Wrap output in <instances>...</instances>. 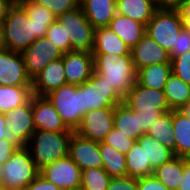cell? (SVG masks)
I'll list each match as a JSON object with an SVG mask.
<instances>
[{
  "mask_svg": "<svg viewBox=\"0 0 190 190\" xmlns=\"http://www.w3.org/2000/svg\"><path fill=\"white\" fill-rule=\"evenodd\" d=\"M74 131L35 130L26 145L40 171L69 154V144Z\"/></svg>",
  "mask_w": 190,
  "mask_h": 190,
  "instance_id": "6da1fadb",
  "label": "cell"
},
{
  "mask_svg": "<svg viewBox=\"0 0 190 190\" xmlns=\"http://www.w3.org/2000/svg\"><path fill=\"white\" fill-rule=\"evenodd\" d=\"M94 72L125 97L137 81L132 54H93Z\"/></svg>",
  "mask_w": 190,
  "mask_h": 190,
  "instance_id": "7a4b0ae2",
  "label": "cell"
},
{
  "mask_svg": "<svg viewBox=\"0 0 190 190\" xmlns=\"http://www.w3.org/2000/svg\"><path fill=\"white\" fill-rule=\"evenodd\" d=\"M46 97L53 104L65 126L75 132L82 121V117L86 114L84 83L82 85H62Z\"/></svg>",
  "mask_w": 190,
  "mask_h": 190,
  "instance_id": "3957f363",
  "label": "cell"
},
{
  "mask_svg": "<svg viewBox=\"0 0 190 190\" xmlns=\"http://www.w3.org/2000/svg\"><path fill=\"white\" fill-rule=\"evenodd\" d=\"M2 24L6 49L21 53L36 40V26L19 3L10 7Z\"/></svg>",
  "mask_w": 190,
  "mask_h": 190,
  "instance_id": "277c9868",
  "label": "cell"
},
{
  "mask_svg": "<svg viewBox=\"0 0 190 190\" xmlns=\"http://www.w3.org/2000/svg\"><path fill=\"white\" fill-rule=\"evenodd\" d=\"M3 165L0 187L4 190H23L40 173L26 146H20Z\"/></svg>",
  "mask_w": 190,
  "mask_h": 190,
  "instance_id": "5b68a950",
  "label": "cell"
},
{
  "mask_svg": "<svg viewBox=\"0 0 190 190\" xmlns=\"http://www.w3.org/2000/svg\"><path fill=\"white\" fill-rule=\"evenodd\" d=\"M56 21L64 27L65 42H70L71 51L93 52L95 28L87 20L81 6L65 12Z\"/></svg>",
  "mask_w": 190,
  "mask_h": 190,
  "instance_id": "8992f818",
  "label": "cell"
},
{
  "mask_svg": "<svg viewBox=\"0 0 190 190\" xmlns=\"http://www.w3.org/2000/svg\"><path fill=\"white\" fill-rule=\"evenodd\" d=\"M182 28L181 17L176 9L158 8L146 25L145 32L170 52L172 48H176L177 36Z\"/></svg>",
  "mask_w": 190,
  "mask_h": 190,
  "instance_id": "52a82bcc",
  "label": "cell"
},
{
  "mask_svg": "<svg viewBox=\"0 0 190 190\" xmlns=\"http://www.w3.org/2000/svg\"><path fill=\"white\" fill-rule=\"evenodd\" d=\"M124 97L111 87L100 74L93 71L91 77L84 82V108L89 110L115 107L122 103Z\"/></svg>",
  "mask_w": 190,
  "mask_h": 190,
  "instance_id": "ba28073f",
  "label": "cell"
},
{
  "mask_svg": "<svg viewBox=\"0 0 190 190\" xmlns=\"http://www.w3.org/2000/svg\"><path fill=\"white\" fill-rule=\"evenodd\" d=\"M62 50L46 37L36 39L21 52L26 72L32 80L51 61L63 57Z\"/></svg>",
  "mask_w": 190,
  "mask_h": 190,
  "instance_id": "9c48e42d",
  "label": "cell"
},
{
  "mask_svg": "<svg viewBox=\"0 0 190 190\" xmlns=\"http://www.w3.org/2000/svg\"><path fill=\"white\" fill-rule=\"evenodd\" d=\"M125 103L131 110L140 112L171 111L163 90L142 86L138 81L124 97Z\"/></svg>",
  "mask_w": 190,
  "mask_h": 190,
  "instance_id": "30bf717a",
  "label": "cell"
},
{
  "mask_svg": "<svg viewBox=\"0 0 190 190\" xmlns=\"http://www.w3.org/2000/svg\"><path fill=\"white\" fill-rule=\"evenodd\" d=\"M39 174L61 190H78L81 186V170L69 156L44 167Z\"/></svg>",
  "mask_w": 190,
  "mask_h": 190,
  "instance_id": "8fae6325",
  "label": "cell"
},
{
  "mask_svg": "<svg viewBox=\"0 0 190 190\" xmlns=\"http://www.w3.org/2000/svg\"><path fill=\"white\" fill-rule=\"evenodd\" d=\"M114 107L89 110L75 132L83 138L102 142L113 129Z\"/></svg>",
  "mask_w": 190,
  "mask_h": 190,
  "instance_id": "7c38bea8",
  "label": "cell"
},
{
  "mask_svg": "<svg viewBox=\"0 0 190 190\" xmlns=\"http://www.w3.org/2000/svg\"><path fill=\"white\" fill-rule=\"evenodd\" d=\"M5 126L10 138L20 146H26L28 139L36 130L32 113V96L30 100L5 113Z\"/></svg>",
  "mask_w": 190,
  "mask_h": 190,
  "instance_id": "4fadbf2b",
  "label": "cell"
},
{
  "mask_svg": "<svg viewBox=\"0 0 190 190\" xmlns=\"http://www.w3.org/2000/svg\"><path fill=\"white\" fill-rule=\"evenodd\" d=\"M21 53L9 49L0 51V85L31 86Z\"/></svg>",
  "mask_w": 190,
  "mask_h": 190,
  "instance_id": "5bb4252c",
  "label": "cell"
},
{
  "mask_svg": "<svg viewBox=\"0 0 190 190\" xmlns=\"http://www.w3.org/2000/svg\"><path fill=\"white\" fill-rule=\"evenodd\" d=\"M68 156L81 171L89 168H103V160L99 151V142L83 138L73 132L69 144Z\"/></svg>",
  "mask_w": 190,
  "mask_h": 190,
  "instance_id": "9a60e30c",
  "label": "cell"
},
{
  "mask_svg": "<svg viewBox=\"0 0 190 190\" xmlns=\"http://www.w3.org/2000/svg\"><path fill=\"white\" fill-rule=\"evenodd\" d=\"M62 58L67 84L82 85L91 77L94 71L92 53L71 51Z\"/></svg>",
  "mask_w": 190,
  "mask_h": 190,
  "instance_id": "2e32d148",
  "label": "cell"
},
{
  "mask_svg": "<svg viewBox=\"0 0 190 190\" xmlns=\"http://www.w3.org/2000/svg\"><path fill=\"white\" fill-rule=\"evenodd\" d=\"M132 59L136 71L159 63H171L169 52L163 49L148 33L142 35L141 40L131 49Z\"/></svg>",
  "mask_w": 190,
  "mask_h": 190,
  "instance_id": "e0dca14e",
  "label": "cell"
},
{
  "mask_svg": "<svg viewBox=\"0 0 190 190\" xmlns=\"http://www.w3.org/2000/svg\"><path fill=\"white\" fill-rule=\"evenodd\" d=\"M65 84H67V80L64 72L63 58H60L48 63L42 71L32 79V94L36 96H46Z\"/></svg>",
  "mask_w": 190,
  "mask_h": 190,
  "instance_id": "ac0fdd59",
  "label": "cell"
},
{
  "mask_svg": "<svg viewBox=\"0 0 190 190\" xmlns=\"http://www.w3.org/2000/svg\"><path fill=\"white\" fill-rule=\"evenodd\" d=\"M32 113L36 130L72 131L62 122L61 117L46 96L32 95Z\"/></svg>",
  "mask_w": 190,
  "mask_h": 190,
  "instance_id": "d6986e66",
  "label": "cell"
},
{
  "mask_svg": "<svg viewBox=\"0 0 190 190\" xmlns=\"http://www.w3.org/2000/svg\"><path fill=\"white\" fill-rule=\"evenodd\" d=\"M117 0H82L80 6L87 20L96 28L108 27L117 14Z\"/></svg>",
  "mask_w": 190,
  "mask_h": 190,
  "instance_id": "ffe728a7",
  "label": "cell"
},
{
  "mask_svg": "<svg viewBox=\"0 0 190 190\" xmlns=\"http://www.w3.org/2000/svg\"><path fill=\"white\" fill-rule=\"evenodd\" d=\"M131 49L110 28H96L94 31V45L92 54L128 55Z\"/></svg>",
  "mask_w": 190,
  "mask_h": 190,
  "instance_id": "44dd1931",
  "label": "cell"
},
{
  "mask_svg": "<svg viewBox=\"0 0 190 190\" xmlns=\"http://www.w3.org/2000/svg\"><path fill=\"white\" fill-rule=\"evenodd\" d=\"M113 128L135 141L144 134L140 127L139 111L131 110L123 102L114 107Z\"/></svg>",
  "mask_w": 190,
  "mask_h": 190,
  "instance_id": "7402d4cb",
  "label": "cell"
},
{
  "mask_svg": "<svg viewBox=\"0 0 190 190\" xmlns=\"http://www.w3.org/2000/svg\"><path fill=\"white\" fill-rule=\"evenodd\" d=\"M108 28L114 31L130 49L141 40L146 30L144 24L118 13L111 19Z\"/></svg>",
  "mask_w": 190,
  "mask_h": 190,
  "instance_id": "603a6c76",
  "label": "cell"
},
{
  "mask_svg": "<svg viewBox=\"0 0 190 190\" xmlns=\"http://www.w3.org/2000/svg\"><path fill=\"white\" fill-rule=\"evenodd\" d=\"M117 13L136 20L145 26L158 7L153 0H117Z\"/></svg>",
  "mask_w": 190,
  "mask_h": 190,
  "instance_id": "cb8c5ba5",
  "label": "cell"
},
{
  "mask_svg": "<svg viewBox=\"0 0 190 190\" xmlns=\"http://www.w3.org/2000/svg\"><path fill=\"white\" fill-rule=\"evenodd\" d=\"M172 126L175 156L190 158V118H187L180 110H173Z\"/></svg>",
  "mask_w": 190,
  "mask_h": 190,
  "instance_id": "d4e9b609",
  "label": "cell"
},
{
  "mask_svg": "<svg viewBox=\"0 0 190 190\" xmlns=\"http://www.w3.org/2000/svg\"><path fill=\"white\" fill-rule=\"evenodd\" d=\"M171 73V63L153 64L137 71V81L142 86L163 90Z\"/></svg>",
  "mask_w": 190,
  "mask_h": 190,
  "instance_id": "484cf974",
  "label": "cell"
},
{
  "mask_svg": "<svg viewBox=\"0 0 190 190\" xmlns=\"http://www.w3.org/2000/svg\"><path fill=\"white\" fill-rule=\"evenodd\" d=\"M137 142L145 150L146 163H151L152 172L160 165L175 157L172 150L162 145L147 133L143 134Z\"/></svg>",
  "mask_w": 190,
  "mask_h": 190,
  "instance_id": "4316f807",
  "label": "cell"
},
{
  "mask_svg": "<svg viewBox=\"0 0 190 190\" xmlns=\"http://www.w3.org/2000/svg\"><path fill=\"white\" fill-rule=\"evenodd\" d=\"M171 110H180L190 103V85L171 73L164 89Z\"/></svg>",
  "mask_w": 190,
  "mask_h": 190,
  "instance_id": "83f0119b",
  "label": "cell"
},
{
  "mask_svg": "<svg viewBox=\"0 0 190 190\" xmlns=\"http://www.w3.org/2000/svg\"><path fill=\"white\" fill-rule=\"evenodd\" d=\"M31 86L0 85V113H6L26 104L32 96Z\"/></svg>",
  "mask_w": 190,
  "mask_h": 190,
  "instance_id": "f1b7e54d",
  "label": "cell"
},
{
  "mask_svg": "<svg viewBox=\"0 0 190 190\" xmlns=\"http://www.w3.org/2000/svg\"><path fill=\"white\" fill-rule=\"evenodd\" d=\"M26 11L29 19L33 20L36 26V39L45 37L49 26L56 21V16L45 6L32 3L29 0H22L19 3Z\"/></svg>",
  "mask_w": 190,
  "mask_h": 190,
  "instance_id": "f546056e",
  "label": "cell"
},
{
  "mask_svg": "<svg viewBox=\"0 0 190 190\" xmlns=\"http://www.w3.org/2000/svg\"><path fill=\"white\" fill-rule=\"evenodd\" d=\"M99 151L103 168L112 178L127 176L125 154L104 142H99Z\"/></svg>",
  "mask_w": 190,
  "mask_h": 190,
  "instance_id": "4dcf8cb0",
  "label": "cell"
},
{
  "mask_svg": "<svg viewBox=\"0 0 190 190\" xmlns=\"http://www.w3.org/2000/svg\"><path fill=\"white\" fill-rule=\"evenodd\" d=\"M153 175L169 190H177L183 178V158L173 157L154 169Z\"/></svg>",
  "mask_w": 190,
  "mask_h": 190,
  "instance_id": "1f68e13d",
  "label": "cell"
},
{
  "mask_svg": "<svg viewBox=\"0 0 190 190\" xmlns=\"http://www.w3.org/2000/svg\"><path fill=\"white\" fill-rule=\"evenodd\" d=\"M127 176L140 178L153 174L151 163H146L145 150L135 141L125 154Z\"/></svg>",
  "mask_w": 190,
  "mask_h": 190,
  "instance_id": "d6a6232c",
  "label": "cell"
},
{
  "mask_svg": "<svg viewBox=\"0 0 190 190\" xmlns=\"http://www.w3.org/2000/svg\"><path fill=\"white\" fill-rule=\"evenodd\" d=\"M173 110L163 113L150 127L147 134L173 151L175 155V138L173 135Z\"/></svg>",
  "mask_w": 190,
  "mask_h": 190,
  "instance_id": "836d02e7",
  "label": "cell"
},
{
  "mask_svg": "<svg viewBox=\"0 0 190 190\" xmlns=\"http://www.w3.org/2000/svg\"><path fill=\"white\" fill-rule=\"evenodd\" d=\"M111 176L104 168H89L81 171V190H107Z\"/></svg>",
  "mask_w": 190,
  "mask_h": 190,
  "instance_id": "e575fe53",
  "label": "cell"
},
{
  "mask_svg": "<svg viewBox=\"0 0 190 190\" xmlns=\"http://www.w3.org/2000/svg\"><path fill=\"white\" fill-rule=\"evenodd\" d=\"M48 8L58 18L65 12L72 11L80 6L79 0H29Z\"/></svg>",
  "mask_w": 190,
  "mask_h": 190,
  "instance_id": "d590c367",
  "label": "cell"
},
{
  "mask_svg": "<svg viewBox=\"0 0 190 190\" xmlns=\"http://www.w3.org/2000/svg\"><path fill=\"white\" fill-rule=\"evenodd\" d=\"M172 73L190 85V51L171 58Z\"/></svg>",
  "mask_w": 190,
  "mask_h": 190,
  "instance_id": "8d00e7d4",
  "label": "cell"
},
{
  "mask_svg": "<svg viewBox=\"0 0 190 190\" xmlns=\"http://www.w3.org/2000/svg\"><path fill=\"white\" fill-rule=\"evenodd\" d=\"M102 142L107 143L119 152L126 154L134 144L135 140L123 135L122 132L113 128Z\"/></svg>",
  "mask_w": 190,
  "mask_h": 190,
  "instance_id": "74e56055",
  "label": "cell"
},
{
  "mask_svg": "<svg viewBox=\"0 0 190 190\" xmlns=\"http://www.w3.org/2000/svg\"><path fill=\"white\" fill-rule=\"evenodd\" d=\"M45 37L59 47L63 53L71 52L70 42H65L64 27H61L57 21L49 26Z\"/></svg>",
  "mask_w": 190,
  "mask_h": 190,
  "instance_id": "f35d334b",
  "label": "cell"
},
{
  "mask_svg": "<svg viewBox=\"0 0 190 190\" xmlns=\"http://www.w3.org/2000/svg\"><path fill=\"white\" fill-rule=\"evenodd\" d=\"M190 51V31L182 28L177 36L176 48H172L169 52L170 58H175Z\"/></svg>",
  "mask_w": 190,
  "mask_h": 190,
  "instance_id": "ab89813d",
  "label": "cell"
},
{
  "mask_svg": "<svg viewBox=\"0 0 190 190\" xmlns=\"http://www.w3.org/2000/svg\"><path fill=\"white\" fill-rule=\"evenodd\" d=\"M107 190H138L137 178L130 176L111 178Z\"/></svg>",
  "mask_w": 190,
  "mask_h": 190,
  "instance_id": "60d3db41",
  "label": "cell"
},
{
  "mask_svg": "<svg viewBox=\"0 0 190 190\" xmlns=\"http://www.w3.org/2000/svg\"><path fill=\"white\" fill-rule=\"evenodd\" d=\"M138 190H169L153 174L150 176L137 178Z\"/></svg>",
  "mask_w": 190,
  "mask_h": 190,
  "instance_id": "b9f144b4",
  "label": "cell"
},
{
  "mask_svg": "<svg viewBox=\"0 0 190 190\" xmlns=\"http://www.w3.org/2000/svg\"><path fill=\"white\" fill-rule=\"evenodd\" d=\"M20 145L14 142L10 137L0 140V164H4Z\"/></svg>",
  "mask_w": 190,
  "mask_h": 190,
  "instance_id": "7bdbcfd3",
  "label": "cell"
},
{
  "mask_svg": "<svg viewBox=\"0 0 190 190\" xmlns=\"http://www.w3.org/2000/svg\"><path fill=\"white\" fill-rule=\"evenodd\" d=\"M165 111H155L153 112H140L139 111V121L142 132L145 134L148 132L152 124L163 114Z\"/></svg>",
  "mask_w": 190,
  "mask_h": 190,
  "instance_id": "ee69618b",
  "label": "cell"
},
{
  "mask_svg": "<svg viewBox=\"0 0 190 190\" xmlns=\"http://www.w3.org/2000/svg\"><path fill=\"white\" fill-rule=\"evenodd\" d=\"M23 190H61L57 185L46 180L40 174Z\"/></svg>",
  "mask_w": 190,
  "mask_h": 190,
  "instance_id": "f6af8a7d",
  "label": "cell"
},
{
  "mask_svg": "<svg viewBox=\"0 0 190 190\" xmlns=\"http://www.w3.org/2000/svg\"><path fill=\"white\" fill-rule=\"evenodd\" d=\"M175 9L181 17L183 28L190 31V0H182Z\"/></svg>",
  "mask_w": 190,
  "mask_h": 190,
  "instance_id": "bcb514c9",
  "label": "cell"
},
{
  "mask_svg": "<svg viewBox=\"0 0 190 190\" xmlns=\"http://www.w3.org/2000/svg\"><path fill=\"white\" fill-rule=\"evenodd\" d=\"M177 190H190V158H183V178Z\"/></svg>",
  "mask_w": 190,
  "mask_h": 190,
  "instance_id": "7dc6e473",
  "label": "cell"
},
{
  "mask_svg": "<svg viewBox=\"0 0 190 190\" xmlns=\"http://www.w3.org/2000/svg\"><path fill=\"white\" fill-rule=\"evenodd\" d=\"M158 8L175 9L182 0H153Z\"/></svg>",
  "mask_w": 190,
  "mask_h": 190,
  "instance_id": "c3c4849f",
  "label": "cell"
},
{
  "mask_svg": "<svg viewBox=\"0 0 190 190\" xmlns=\"http://www.w3.org/2000/svg\"><path fill=\"white\" fill-rule=\"evenodd\" d=\"M10 0H0V23H3L10 7L13 5Z\"/></svg>",
  "mask_w": 190,
  "mask_h": 190,
  "instance_id": "681fc988",
  "label": "cell"
},
{
  "mask_svg": "<svg viewBox=\"0 0 190 190\" xmlns=\"http://www.w3.org/2000/svg\"><path fill=\"white\" fill-rule=\"evenodd\" d=\"M5 124V114L0 113V140L6 137H10V133Z\"/></svg>",
  "mask_w": 190,
  "mask_h": 190,
  "instance_id": "f907efd6",
  "label": "cell"
},
{
  "mask_svg": "<svg viewBox=\"0 0 190 190\" xmlns=\"http://www.w3.org/2000/svg\"><path fill=\"white\" fill-rule=\"evenodd\" d=\"M6 49L3 24L0 23V51Z\"/></svg>",
  "mask_w": 190,
  "mask_h": 190,
  "instance_id": "816d5d0a",
  "label": "cell"
},
{
  "mask_svg": "<svg viewBox=\"0 0 190 190\" xmlns=\"http://www.w3.org/2000/svg\"><path fill=\"white\" fill-rule=\"evenodd\" d=\"M180 111L187 117L190 118V103L183 106Z\"/></svg>",
  "mask_w": 190,
  "mask_h": 190,
  "instance_id": "f5cc1de1",
  "label": "cell"
},
{
  "mask_svg": "<svg viewBox=\"0 0 190 190\" xmlns=\"http://www.w3.org/2000/svg\"><path fill=\"white\" fill-rule=\"evenodd\" d=\"M2 175H3V165L0 164V185H1V181H2Z\"/></svg>",
  "mask_w": 190,
  "mask_h": 190,
  "instance_id": "db71d44e",
  "label": "cell"
},
{
  "mask_svg": "<svg viewBox=\"0 0 190 190\" xmlns=\"http://www.w3.org/2000/svg\"><path fill=\"white\" fill-rule=\"evenodd\" d=\"M12 3H20L22 0H10Z\"/></svg>",
  "mask_w": 190,
  "mask_h": 190,
  "instance_id": "11a10c76",
  "label": "cell"
}]
</instances>
